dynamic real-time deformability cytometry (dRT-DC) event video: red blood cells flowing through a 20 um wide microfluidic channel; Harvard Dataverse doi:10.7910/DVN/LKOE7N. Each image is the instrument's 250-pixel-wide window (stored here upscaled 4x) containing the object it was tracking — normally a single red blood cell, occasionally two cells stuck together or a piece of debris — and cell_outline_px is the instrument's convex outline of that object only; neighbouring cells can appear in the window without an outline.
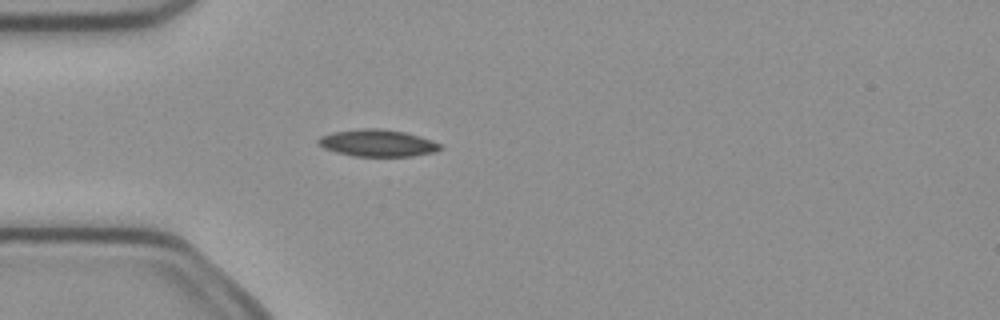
{"species": "common noctule bat (a hibernating species)", "species_latin": "Nyctalus noctula", "temperature_condition": "cold", "stored_images_in_passage": 4, "camera_frame_rate_fps": 3000, "um_per_image_px": 0.085, "animal": {"sex": "female", "body_mass_g": 21.9}, "frame": {"image": 1, "passage_image": 4, "time_ms": 1.0, "image_size_px": [1000, 320], "cell_outline_px": [[444, 148], [432, 152], [412, 156], [356, 156], [336, 152], [324, 148], [316, 144], [316, 140], [320, 136], [332, 132], [364, 128], [380, 128], [404, 132], [420, 136], [432, 140], [440, 144]], "centroid_in_image_um": [32.06, 12.15], "position_along_channel_um": 52.9, "area_um2": 19.19}}